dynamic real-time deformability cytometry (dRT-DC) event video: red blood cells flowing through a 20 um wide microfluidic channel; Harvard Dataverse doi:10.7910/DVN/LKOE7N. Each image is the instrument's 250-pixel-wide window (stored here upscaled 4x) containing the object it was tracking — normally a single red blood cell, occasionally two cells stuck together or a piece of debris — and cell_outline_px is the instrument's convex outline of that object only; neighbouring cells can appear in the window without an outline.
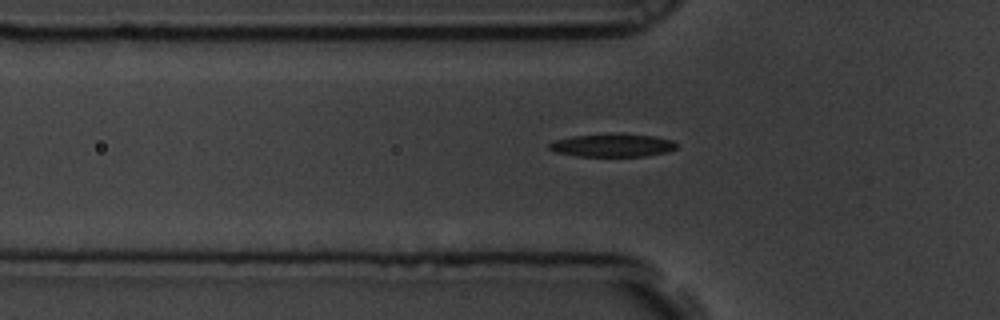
{"species": "common noctule bat (a hibernating species)", "species_latin": "Nyctalus noctula", "temperature_condition": "room temperature", "stored_images_in_passage": 43, "camera_frame_rate_fps": 3000, "um_per_image_px": 0.085, "animal": {"sex": "male", "body_mass_g": 19.5, "forearm_length_mm": 54.6}, "frame": {"image": 1, "passage_image": 9, "time_ms": 2.667, "image_size_px": [1000, 320], "cell_outline_px": [[676, 148], [668, 152], [644, 156], [576, 156], [556, 152], [548, 148], [548, 144], [556, 140], [572, 136], [612, 132], [620, 132], [652, 136], [672, 140], [676, 144]], "centroid_in_image_um": [52.05, 12.33], "position_along_channel_um": 73.8, "area_um2": 17.4}}
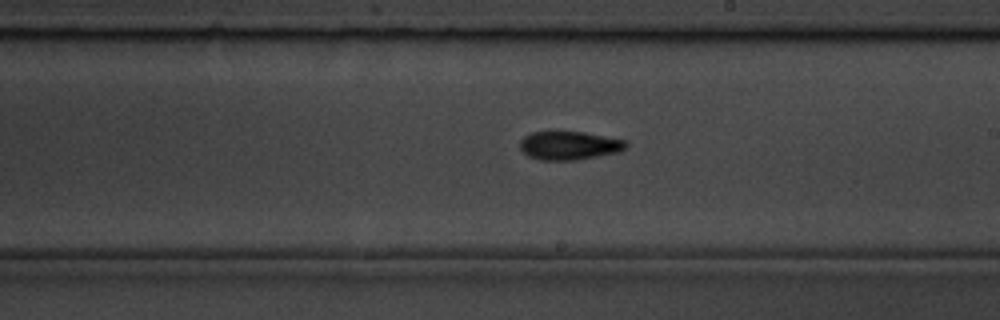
{"frame": {"image": 2, "passage_image": 23, "time_ms": 7.333, "image_size_px": [1000, 320], "cell_outline_px": [[628, 148], [620, 152], [576, 160], [540, 160], [528, 156], [520, 148], [520, 140], [524, 136], [532, 132], [556, 128], [584, 132], [624, 140], [628, 144]], "centroid_in_image_um": [48.36, 12.32], "position_along_channel_um": 240.6, "area_um2": 18.38}}
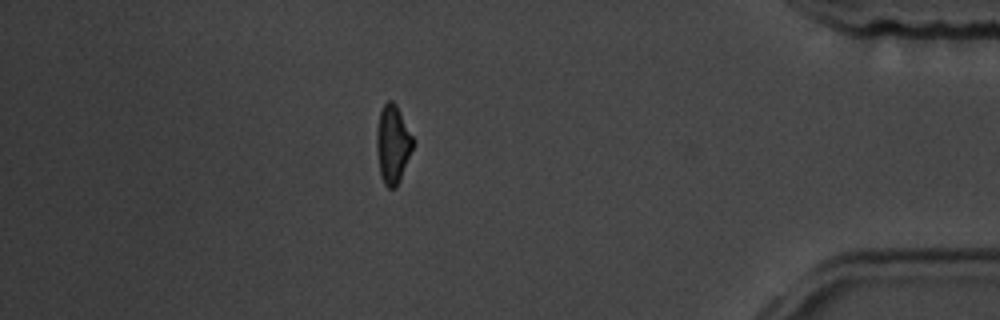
{"frame": {"image": 3, "passage_image": 40, "time_ms": 13.0, "image_size_px": [1000, 320], "cell_outline_px": [[416, 140], [400, 180], [396, 188], [388, 188], [384, 184], [380, 176], [376, 152], [376, 132], [380, 112], [384, 104], [388, 100], [392, 100], [396, 104]], "centroid_in_image_um": [33.39, 12.26], "position_along_channel_um": 401.8, "area_um2": 16.94}}